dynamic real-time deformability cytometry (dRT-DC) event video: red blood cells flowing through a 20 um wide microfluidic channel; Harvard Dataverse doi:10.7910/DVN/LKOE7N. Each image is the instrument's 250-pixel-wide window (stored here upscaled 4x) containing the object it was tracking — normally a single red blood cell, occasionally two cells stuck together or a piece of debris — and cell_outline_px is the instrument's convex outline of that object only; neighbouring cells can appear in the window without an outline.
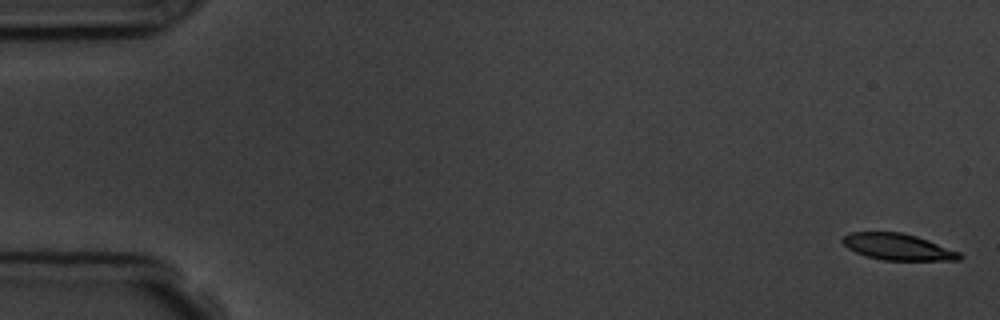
{"species": "common noctule bat (a hibernating species)", "species_latin": "Nyctalus noctula", "temperature_condition": "room temperature", "stored_images_in_passage": 2, "segment_of_instrument_passage": [2, 2], "camera_frame_rate_fps": 3000, "um_per_image_px": 0.085, "animal": {"sex": "male", "body_mass_g": 19.5, "forearm_length_mm": 54.6}, "frame": {"image": 1, "passage_image": 2, "time_ms": 1.333, "image_size_px": [1000, 320], "cell_outline_px": [[964, 256], [960, 260], [884, 260], [868, 256], [856, 252], [848, 248], [840, 240], [848, 232], [900, 232], [916, 236], [928, 240], [960, 252]], "centroid_in_image_um": [76.32, 20.98], "position_along_channel_um": 8.7, "area_um2": 17.92}}